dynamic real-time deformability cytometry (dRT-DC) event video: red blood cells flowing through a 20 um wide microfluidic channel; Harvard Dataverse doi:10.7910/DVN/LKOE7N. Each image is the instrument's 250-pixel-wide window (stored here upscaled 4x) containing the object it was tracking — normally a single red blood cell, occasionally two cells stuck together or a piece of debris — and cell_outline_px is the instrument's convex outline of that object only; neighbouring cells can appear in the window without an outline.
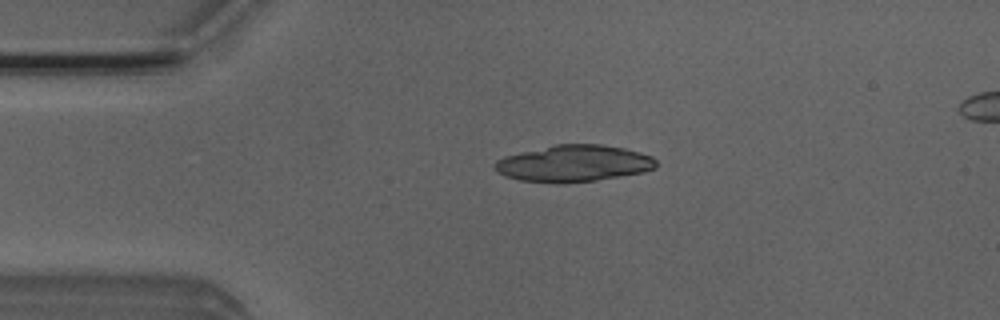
{"species": "Egyptian fruit bat (a non-hibernating species)", "species_latin": "Rousettus aegyptiacus", "temperature_condition": "room temperature", "stored_images_in_passage": 52, "segment_of_instrument_passage": [1, 2], "camera_frame_rate_fps": 3000, "um_per_image_px": 0.085, "animal": {"sex": "male"}, "frame": {"image": 1, "passage_image": 11, "time_ms": 3.333, "image_size_px": [1000, 320], "cell_outline_px": [[656, 168], [644, 172], [596, 180], [560, 184], [520, 180], [504, 176], [496, 172], [492, 164], [496, 160], [504, 156], [556, 144], [600, 144], [624, 148], [640, 152], [652, 156], [656, 160]], "centroid_in_image_um": [48.74, 13.9], "position_along_channel_um": 36.3, "area_um2": 34.68}}